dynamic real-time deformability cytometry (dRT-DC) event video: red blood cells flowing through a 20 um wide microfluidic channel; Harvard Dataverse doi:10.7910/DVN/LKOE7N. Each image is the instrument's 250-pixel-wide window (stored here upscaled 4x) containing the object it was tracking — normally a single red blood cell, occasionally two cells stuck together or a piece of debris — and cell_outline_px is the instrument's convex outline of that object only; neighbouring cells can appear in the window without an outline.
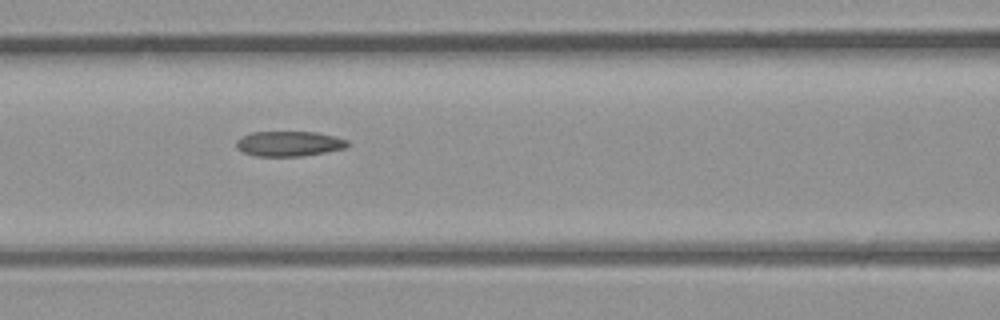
{"species": "common noctule bat (a hibernating species)", "species_latin": "Nyctalus noctula", "temperature_condition": "room temperature", "stored_images_in_passage": 14, "camera_frame_rate_fps": 3000, "um_per_image_px": 0.085, "animal": {"sex": "male", "body_mass_g": 23.1, "forearm_length_mm": 52.7}, "frame": {"image": 1, "passage_image": 5, "time_ms": 1.333, "image_size_px": [1000, 320], "cell_outline_px": [[348, 144], [344, 148], [304, 156], [256, 156], [244, 152], [236, 148], [236, 140], [252, 132], [316, 132], [336, 136], [348, 140]], "centroid_in_image_um": [24.57, 12.21], "position_along_channel_um": 142.0, "area_um2": 16.18}}